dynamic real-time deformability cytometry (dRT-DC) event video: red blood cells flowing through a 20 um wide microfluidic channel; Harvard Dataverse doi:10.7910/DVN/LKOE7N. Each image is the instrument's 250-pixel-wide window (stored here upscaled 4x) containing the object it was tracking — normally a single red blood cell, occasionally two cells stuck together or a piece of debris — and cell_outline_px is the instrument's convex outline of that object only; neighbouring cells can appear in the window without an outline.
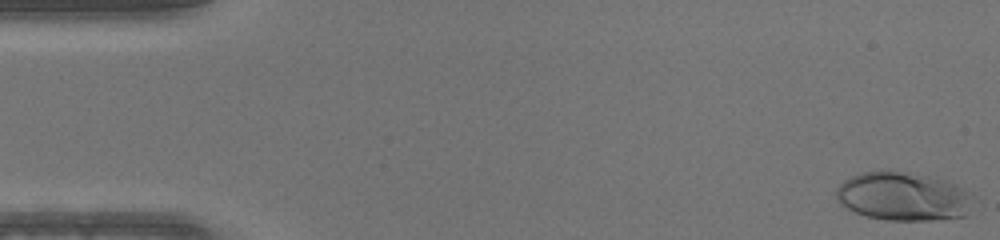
{"species": "human", "species_latin": "Homo sapiens", "temperature_condition": "warm", "stored_images_in_passage": 47, "camera_frame_rate_fps": 3000, "um_per_image_px": 0.085, "donor": {"sex": "male"}, "frame": {"image": 1, "passage_image": 1, "time_ms": 0.0, "image_size_px": [1000, 240], "cell_outline_px": [[972, 192], [964, 216], [932, 220], [884, 220], [868, 216], [856, 212], [840, 204], [836, 196], [836, 188], [844, 180], [852, 176], [864, 172], [896, 172], [928, 176], [944, 180], [956, 184]], "centroid_in_image_um": [76.74, 16.71], "position_along_channel_um": 8.3, "area_um2": 37.97}}
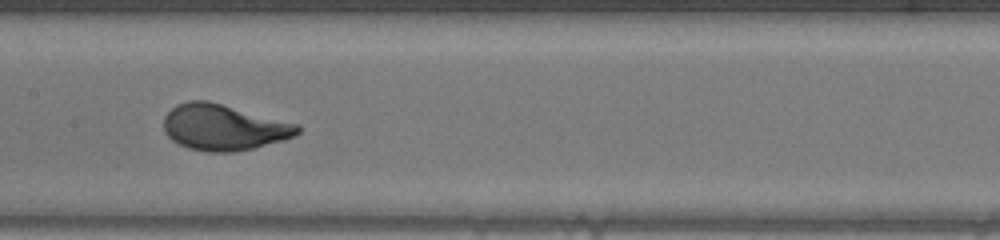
{"frame": {"image": 2, "passage_image": 23, "time_ms": 7.333, "image_size_px": [1000, 240], "cell_outline_px": [[300, 132], [296, 136], [284, 140], [252, 148], [232, 152], [204, 152], [188, 148], [172, 140], [164, 132], [164, 116], [176, 104], [188, 100], [208, 100], [300, 124]], "centroid_in_image_um": [19.02, 10.81], "position_along_channel_um": 188.4, "area_um2": 36.13}}
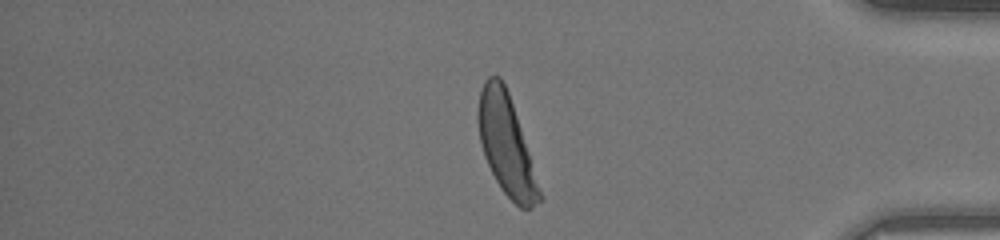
{"frame": {"image": 3, "passage_image": 39, "time_ms": 12.667, "image_size_px": [1000, 240], "cell_outline_px": [[540, 200], [532, 208], [520, 208], [504, 192], [496, 180], [484, 156], [480, 144], [476, 120], [476, 112], [480, 92], [484, 80], [488, 76], [500, 76], [508, 92], [516, 116], [540, 192]], "centroid_in_image_um": [42.95, 12.25], "position_along_channel_um": 392.3, "area_um2": 34.56}}